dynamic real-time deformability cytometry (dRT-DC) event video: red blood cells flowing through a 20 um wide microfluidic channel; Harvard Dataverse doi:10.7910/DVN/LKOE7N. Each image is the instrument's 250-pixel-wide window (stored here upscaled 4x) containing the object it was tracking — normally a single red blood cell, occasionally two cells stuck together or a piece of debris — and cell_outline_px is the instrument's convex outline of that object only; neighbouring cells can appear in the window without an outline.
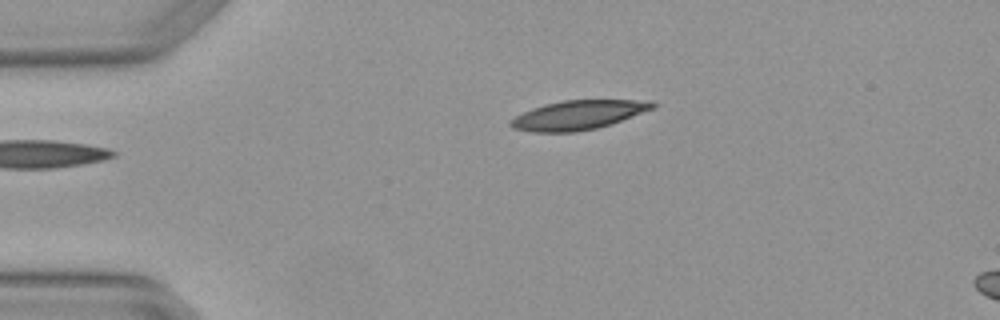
{"species": "Egyptian fruit bat (a non-hibernating species)", "species_latin": "Rousettus aegyptiacus", "temperature_condition": "warm", "stored_images_in_passage": 2, "camera_frame_rate_fps": 3000, "um_per_image_px": 0.085, "animal": {"sex": "female"}, "frame": {"image": 1, "passage_image": 2, "time_ms": 0.333, "image_size_px": [1000, 320], "cell_outline_px": [[656, 108], [612, 124], [596, 128], [576, 132], [532, 132], [512, 128], [508, 124], [508, 120], [532, 108], [544, 104], [564, 100], [652, 100], [656, 104]], "centroid_in_image_um": [49.16, 9.78], "position_along_channel_um": 35.8, "area_um2": 24.39}}